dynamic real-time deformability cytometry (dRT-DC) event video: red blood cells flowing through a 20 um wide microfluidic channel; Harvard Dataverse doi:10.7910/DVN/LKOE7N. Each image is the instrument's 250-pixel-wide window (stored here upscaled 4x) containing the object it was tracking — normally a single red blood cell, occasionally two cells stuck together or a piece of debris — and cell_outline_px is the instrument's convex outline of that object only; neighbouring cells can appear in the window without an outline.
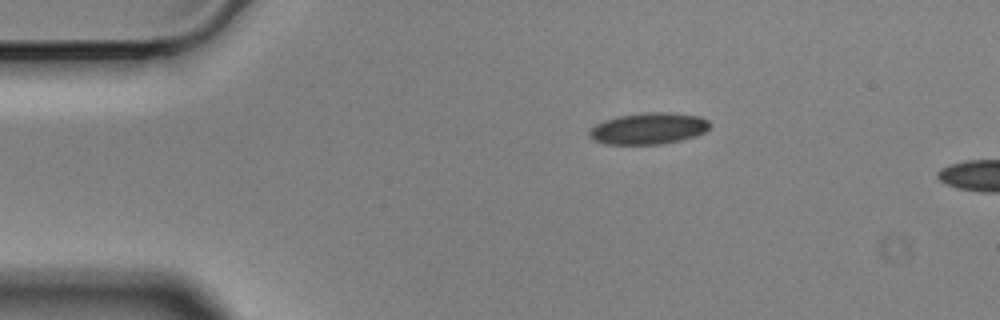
{"species": "Egyptian fruit bat (a non-hibernating species)", "species_latin": "Rousettus aegyptiacus", "temperature_condition": "cold", "stored_images_in_passage": 4, "camera_frame_rate_fps": 3000, "um_per_image_px": 0.085, "animal": {"sex": "male"}, "frame": {"image": 1, "passage_image": 1, "time_ms": 0.0, "image_size_px": [1000, 320], "cell_outline_px": [[708, 128], [704, 132], [696, 136], [664, 144], [604, 144], [588, 136], [588, 132], [596, 124], [604, 120], [620, 116], [644, 112], [672, 112], [700, 116], [708, 120]], "centroid_in_image_um": [55.13, 10.92], "position_along_channel_um": 29.9, "area_um2": 22.08}}